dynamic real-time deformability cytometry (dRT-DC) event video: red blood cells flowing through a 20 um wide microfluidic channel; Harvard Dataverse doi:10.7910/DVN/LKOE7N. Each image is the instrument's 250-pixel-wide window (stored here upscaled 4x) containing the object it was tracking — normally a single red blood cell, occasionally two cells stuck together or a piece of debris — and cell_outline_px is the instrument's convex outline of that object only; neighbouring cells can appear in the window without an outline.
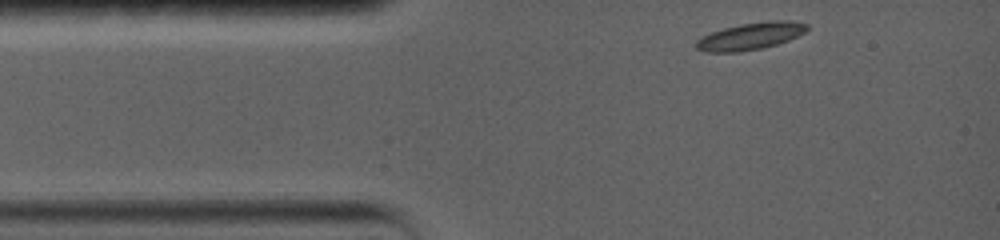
{"species": "common noctule bat (a hibernating species)", "species_latin": "Nyctalus noctula", "temperature_condition": "warm", "stored_images_in_passage": 61, "camera_frame_rate_fps": 5000, "um_per_image_px": 0.085, "animal": {"sex": "female", "body_mass_g": 19.0, "forearm_length_mm": 56.7}, "frame": {"image": 1, "passage_image": 1, "time_ms": 0.0, "image_size_px": [1000, 240], "cell_outline_px": [[808, 28], [804, 32], [788, 40], [764, 48], [740, 52], [704, 52], [696, 48], [696, 40], [712, 32], [724, 28], [740, 24], [768, 20], [792, 20], [808, 24]], "centroid_in_image_um": [63.8, 3.07], "position_along_channel_um": 21.2, "area_um2": 17.51}}
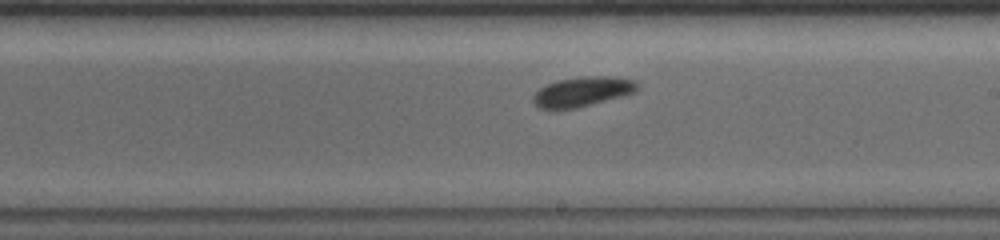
{"frame": {"image": 2, "passage_image": 35, "time_ms": 6.8, "image_size_px": [1000, 240], "cell_outline_px": [[640, 88], [636, 92], [576, 108], [540, 108], [532, 100], [532, 96], [540, 88], [556, 80], [580, 76], [608, 76], [636, 80], [640, 84]], "centroid_in_image_um": [49.55, 7.76], "position_along_channel_um": 239.4, "area_um2": 17.98}}
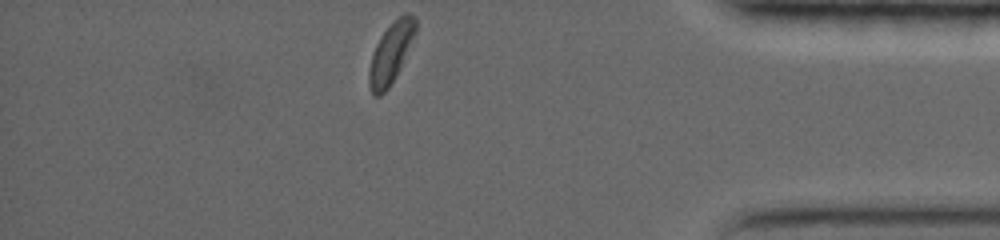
{"frame": {"image": 3, "passage_image": 61, "time_ms": 12.0, "image_size_px": [1000, 240], "cell_outline_px": [[416, 32], [400, 68], [388, 88], [380, 96], [372, 96], [368, 84], [368, 72], [372, 52], [380, 36], [404, 12], [408, 12], [416, 16]], "centroid_in_image_um": [33.21, 4.52], "position_along_channel_um": 402.0, "area_um2": 16.36}}